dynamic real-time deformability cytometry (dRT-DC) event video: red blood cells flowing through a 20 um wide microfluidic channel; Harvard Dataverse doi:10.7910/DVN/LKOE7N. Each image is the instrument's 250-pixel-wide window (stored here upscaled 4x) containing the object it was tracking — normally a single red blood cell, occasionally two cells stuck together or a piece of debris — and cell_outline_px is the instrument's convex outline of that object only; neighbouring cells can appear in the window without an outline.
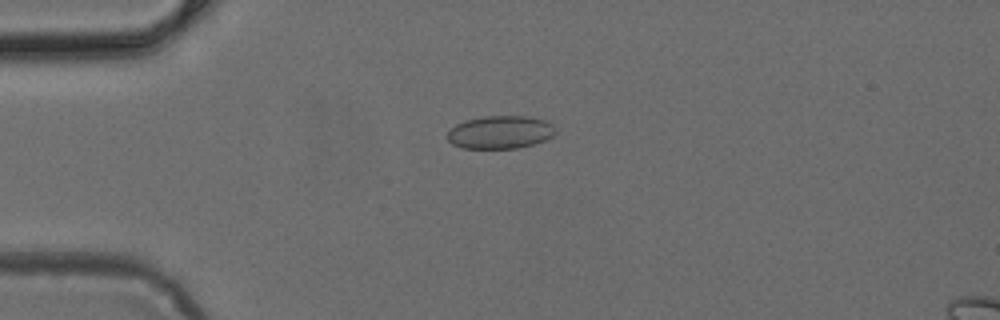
{"species": "common noctule bat (a hibernating species)", "species_latin": "Nyctalus noctula", "temperature_condition": "cold", "stored_images_in_passage": 48, "camera_frame_rate_fps": 3000, "um_per_image_px": 0.085, "animal": {"sex": "female", "body_mass_g": 24.6, "forearm_length_mm": 56.2}, "frame": {"image": 1, "passage_image": 12, "time_ms": 3.667, "image_size_px": [1000, 320], "cell_outline_px": [[556, 132], [552, 136], [544, 140], [532, 144], [516, 148], [460, 148], [452, 144], [448, 140], [448, 132], [456, 124], [464, 120], [484, 116], [528, 116], [544, 120], [552, 124], [556, 128]], "centroid_in_image_um": [42.51, 11.23], "position_along_channel_um": 42.5, "area_um2": 20.75}}
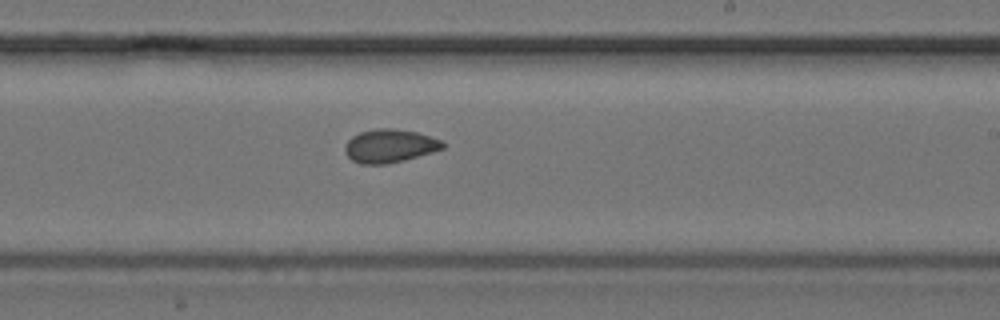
{"frame": {"image": 2, "passage_image": 29, "time_ms": 9.333, "image_size_px": [1000, 320], "cell_outline_px": [[444, 148], [432, 152], [404, 160], [388, 164], [360, 164], [352, 160], [344, 152], [344, 148], [348, 140], [352, 136], [360, 132], [376, 128], [392, 128], [416, 132], [444, 140]], "centroid_in_image_um": [33.12, 12.4], "position_along_channel_um": 255.9, "area_um2": 19.07}}
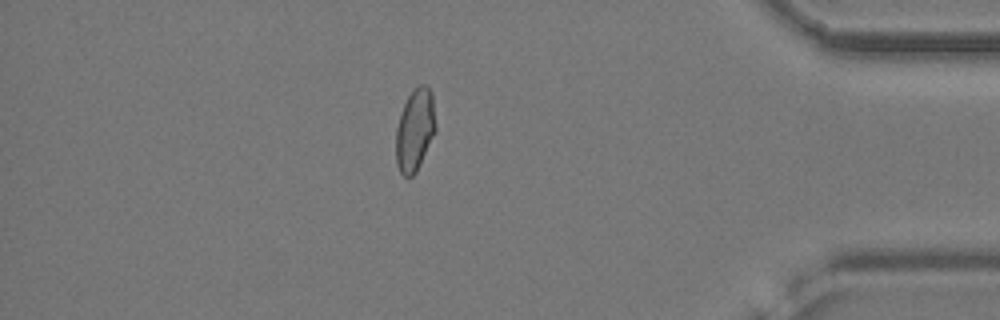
{"frame": {"image": 3, "passage_image": 42, "time_ms": 13.667, "image_size_px": [1000, 320], "cell_outline_px": [[436, 132], [416, 172], [412, 176], [404, 176], [400, 172], [396, 164], [396, 128], [404, 104], [408, 96], [420, 84], [424, 84], [432, 92], [436, 128]], "centroid_in_image_um": [35.28, 11.07], "position_along_channel_um": 399.9, "area_um2": 18.96}}